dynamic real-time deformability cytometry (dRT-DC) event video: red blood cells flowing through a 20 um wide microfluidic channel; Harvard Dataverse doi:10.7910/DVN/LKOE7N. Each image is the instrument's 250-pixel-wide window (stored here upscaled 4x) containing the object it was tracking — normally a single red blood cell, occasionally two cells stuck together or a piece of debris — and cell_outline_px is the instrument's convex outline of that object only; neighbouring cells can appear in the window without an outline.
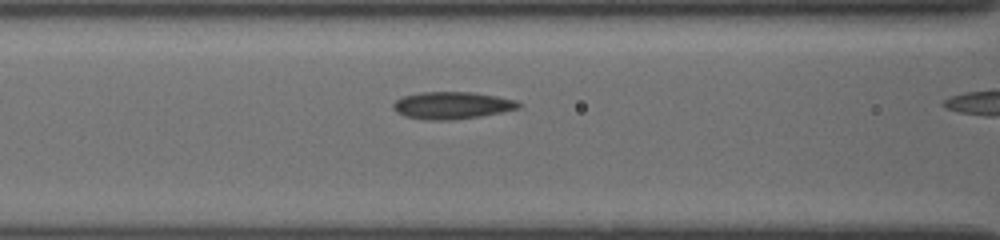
{"species": "common noctule bat (a hibernating species)", "species_latin": "Nyctalus noctula", "temperature_condition": "cold", "stored_images_in_passage": 8, "camera_frame_rate_fps": 3000, "um_per_image_px": 0.085, "animal": {"sex": "female", "body_mass_g": 19.5, "forearm_length_mm": 54.1}, "frame": {"image": 1, "passage_image": 6, "time_ms": 1.333, "image_size_px": [1000, 240], "cell_outline_px": [[524, 104], [520, 108], [480, 116], [452, 120], [428, 120], [404, 116], [396, 112], [392, 108], [392, 104], [396, 100], [404, 96], [420, 92], [472, 92], [496, 96], [516, 100]], "centroid_in_image_um": [38.42, 8.96], "position_along_channel_um": 128.2, "area_um2": 19.94}}